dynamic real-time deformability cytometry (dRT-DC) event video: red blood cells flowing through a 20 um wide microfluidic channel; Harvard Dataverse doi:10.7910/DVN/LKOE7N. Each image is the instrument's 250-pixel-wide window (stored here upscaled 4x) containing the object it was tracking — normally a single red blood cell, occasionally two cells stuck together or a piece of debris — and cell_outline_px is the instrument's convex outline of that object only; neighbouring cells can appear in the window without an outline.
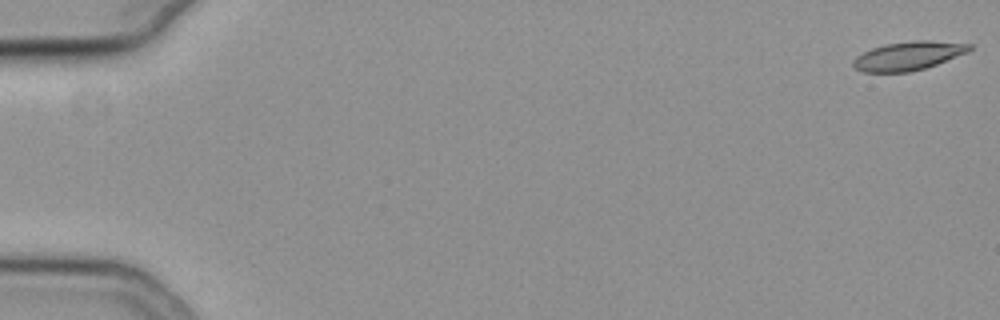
{"species": "common noctule bat (a hibernating species)", "species_latin": "Nyctalus noctula", "temperature_condition": "cold", "stored_images_in_passage": 54, "camera_frame_rate_fps": 3000, "um_per_image_px": 0.085, "animal": {"sex": "female", "body_mass_g": 19.3, "forearm_length_mm": 54.1}, "frame": {"image": 1, "passage_image": 1, "time_ms": 0.0, "image_size_px": [1000, 320], "cell_outline_px": [[972, 48], [968, 52], [936, 64], [924, 68], [908, 72], [864, 72], [856, 68], [852, 64], [852, 60], [856, 56], [872, 48], [884, 44], [912, 40], [928, 40], [972, 44]], "centroid_in_image_um": [77.2, 4.73], "position_along_channel_um": 7.8, "area_um2": 19.36}}
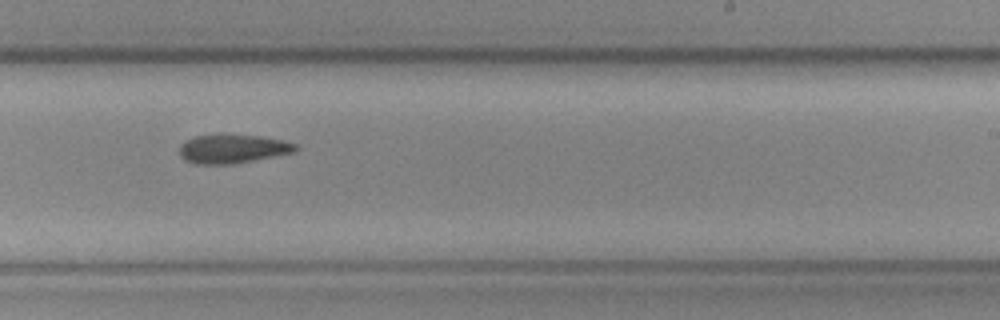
{"frame": {"image": 2, "passage_image": 35, "time_ms": 11.333, "image_size_px": [1000, 320], "cell_outline_px": [[296, 152], [232, 164], [196, 164], [184, 160], [180, 156], [180, 144], [196, 136], [260, 136], [280, 140], [296, 144]], "centroid_in_image_um": [19.76, 12.68], "position_along_channel_um": 269.2, "area_um2": 18.9}}
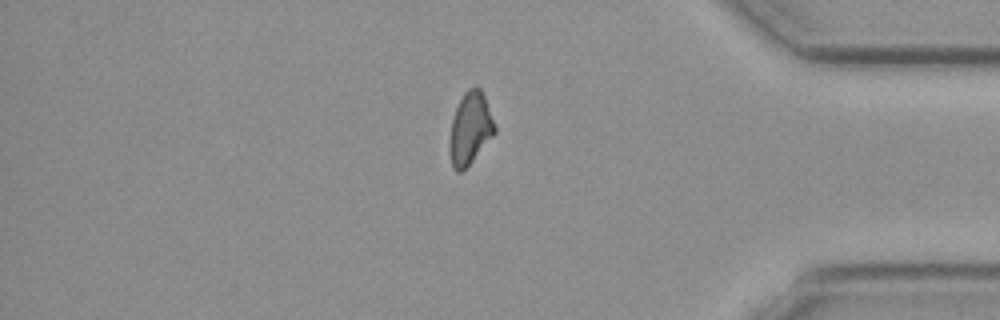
{"frame": {"image": 3, "passage_image": 47, "time_ms": 15.333, "image_size_px": [1000, 320], "cell_outline_px": [[496, 132], [472, 160], [460, 172], [456, 172], [452, 168], [448, 148], [448, 144], [452, 120], [456, 108], [464, 92], [468, 88], [476, 84], [480, 88], [484, 96], [496, 128]], "centroid_in_image_um": [39.93, 10.91], "position_along_channel_um": 395.3, "area_um2": 18.84}}